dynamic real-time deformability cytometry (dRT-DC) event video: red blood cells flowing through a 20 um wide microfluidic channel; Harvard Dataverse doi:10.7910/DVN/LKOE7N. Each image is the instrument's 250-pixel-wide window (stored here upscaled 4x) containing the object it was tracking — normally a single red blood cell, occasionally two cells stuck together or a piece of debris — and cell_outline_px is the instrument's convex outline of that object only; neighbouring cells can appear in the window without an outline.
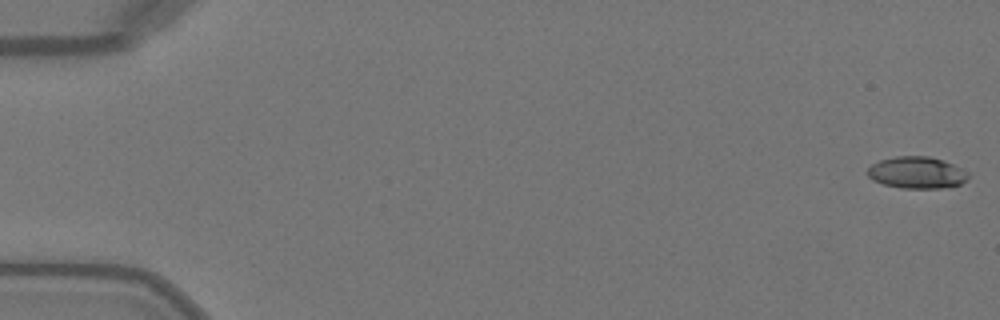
{"species": "Egyptian fruit bat (a non-hibernating species)", "species_latin": "Rousettus aegyptiacus", "temperature_condition": "warm", "stored_images_in_passage": 17, "camera_frame_rate_fps": 3000, "um_per_image_px": 0.085, "animal": {"sex": "female"}, "frame": {"image": 1, "passage_image": 1, "time_ms": 0.0, "image_size_px": [1000, 320], "cell_outline_px": [[968, 180], [960, 184], [944, 188], [904, 188], [884, 184], [872, 180], [868, 176], [868, 168], [872, 164], [880, 160], [896, 156], [928, 156], [944, 160], [968, 172]], "centroid_in_image_um": [77.94, 14.67], "position_along_channel_um": 7.1, "area_um2": 18.61}}
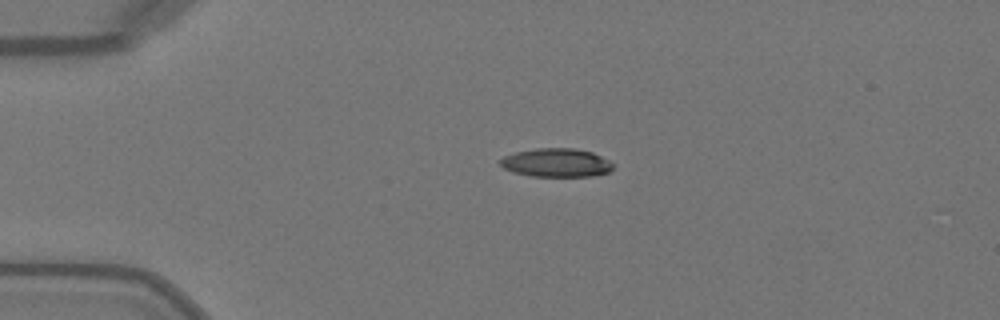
{"frame": {"image": 2, "passage_image": 12, "time_ms": 3.667, "image_size_px": [1000, 320], "cell_outline_px": [[612, 168], [608, 172], [592, 176], [532, 176], [512, 172], [504, 168], [500, 164], [500, 160], [504, 156], [516, 152], [536, 148], [576, 148], [592, 152], [608, 160], [612, 164]], "centroid_in_image_um": [47.27, 13.82], "position_along_channel_um": 37.7, "area_um2": 18.67}}